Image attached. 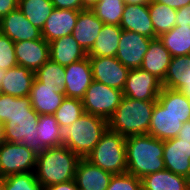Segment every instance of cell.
Listing matches in <instances>:
<instances>
[{
    "label": "cell",
    "mask_w": 190,
    "mask_h": 190,
    "mask_svg": "<svg viewBox=\"0 0 190 190\" xmlns=\"http://www.w3.org/2000/svg\"><path fill=\"white\" fill-rule=\"evenodd\" d=\"M177 138L182 141L190 142V121H187L182 125Z\"/></svg>",
    "instance_id": "obj_44"
},
{
    "label": "cell",
    "mask_w": 190,
    "mask_h": 190,
    "mask_svg": "<svg viewBox=\"0 0 190 190\" xmlns=\"http://www.w3.org/2000/svg\"><path fill=\"white\" fill-rule=\"evenodd\" d=\"M162 81L141 68L130 69L123 88V96L139 101H157Z\"/></svg>",
    "instance_id": "obj_9"
},
{
    "label": "cell",
    "mask_w": 190,
    "mask_h": 190,
    "mask_svg": "<svg viewBox=\"0 0 190 190\" xmlns=\"http://www.w3.org/2000/svg\"><path fill=\"white\" fill-rule=\"evenodd\" d=\"M37 153L21 143L0 141V179L18 173L35 172Z\"/></svg>",
    "instance_id": "obj_8"
},
{
    "label": "cell",
    "mask_w": 190,
    "mask_h": 190,
    "mask_svg": "<svg viewBox=\"0 0 190 190\" xmlns=\"http://www.w3.org/2000/svg\"><path fill=\"white\" fill-rule=\"evenodd\" d=\"M99 0H82V5L86 9H92L93 6L98 2Z\"/></svg>",
    "instance_id": "obj_46"
},
{
    "label": "cell",
    "mask_w": 190,
    "mask_h": 190,
    "mask_svg": "<svg viewBox=\"0 0 190 190\" xmlns=\"http://www.w3.org/2000/svg\"><path fill=\"white\" fill-rule=\"evenodd\" d=\"M182 125L181 118L165 110V108L156 101L148 131L150 136L162 141L175 138L178 136Z\"/></svg>",
    "instance_id": "obj_18"
},
{
    "label": "cell",
    "mask_w": 190,
    "mask_h": 190,
    "mask_svg": "<svg viewBox=\"0 0 190 190\" xmlns=\"http://www.w3.org/2000/svg\"><path fill=\"white\" fill-rule=\"evenodd\" d=\"M153 1L164 4L176 10L190 4V0H153Z\"/></svg>",
    "instance_id": "obj_43"
},
{
    "label": "cell",
    "mask_w": 190,
    "mask_h": 190,
    "mask_svg": "<svg viewBox=\"0 0 190 190\" xmlns=\"http://www.w3.org/2000/svg\"><path fill=\"white\" fill-rule=\"evenodd\" d=\"M172 56L159 38L152 39L147 53L144 55L141 69L155 75L161 81L164 80Z\"/></svg>",
    "instance_id": "obj_24"
},
{
    "label": "cell",
    "mask_w": 190,
    "mask_h": 190,
    "mask_svg": "<svg viewBox=\"0 0 190 190\" xmlns=\"http://www.w3.org/2000/svg\"><path fill=\"white\" fill-rule=\"evenodd\" d=\"M0 32L13 42L40 39L41 30L33 26L19 8L0 20Z\"/></svg>",
    "instance_id": "obj_15"
},
{
    "label": "cell",
    "mask_w": 190,
    "mask_h": 190,
    "mask_svg": "<svg viewBox=\"0 0 190 190\" xmlns=\"http://www.w3.org/2000/svg\"><path fill=\"white\" fill-rule=\"evenodd\" d=\"M19 0H0V20L18 8Z\"/></svg>",
    "instance_id": "obj_41"
},
{
    "label": "cell",
    "mask_w": 190,
    "mask_h": 190,
    "mask_svg": "<svg viewBox=\"0 0 190 190\" xmlns=\"http://www.w3.org/2000/svg\"><path fill=\"white\" fill-rule=\"evenodd\" d=\"M80 159L67 146L46 148L37 154L36 179L43 187L73 180Z\"/></svg>",
    "instance_id": "obj_3"
},
{
    "label": "cell",
    "mask_w": 190,
    "mask_h": 190,
    "mask_svg": "<svg viewBox=\"0 0 190 190\" xmlns=\"http://www.w3.org/2000/svg\"><path fill=\"white\" fill-rule=\"evenodd\" d=\"M29 97L32 108L39 115H53L62 104L65 94L60 86H45L35 78Z\"/></svg>",
    "instance_id": "obj_14"
},
{
    "label": "cell",
    "mask_w": 190,
    "mask_h": 190,
    "mask_svg": "<svg viewBox=\"0 0 190 190\" xmlns=\"http://www.w3.org/2000/svg\"><path fill=\"white\" fill-rule=\"evenodd\" d=\"M0 190H5V187L0 183Z\"/></svg>",
    "instance_id": "obj_49"
},
{
    "label": "cell",
    "mask_w": 190,
    "mask_h": 190,
    "mask_svg": "<svg viewBox=\"0 0 190 190\" xmlns=\"http://www.w3.org/2000/svg\"><path fill=\"white\" fill-rule=\"evenodd\" d=\"M152 0H124L125 5H148Z\"/></svg>",
    "instance_id": "obj_45"
},
{
    "label": "cell",
    "mask_w": 190,
    "mask_h": 190,
    "mask_svg": "<svg viewBox=\"0 0 190 190\" xmlns=\"http://www.w3.org/2000/svg\"><path fill=\"white\" fill-rule=\"evenodd\" d=\"M165 169L190 180V142L175 137L164 141Z\"/></svg>",
    "instance_id": "obj_16"
},
{
    "label": "cell",
    "mask_w": 190,
    "mask_h": 190,
    "mask_svg": "<svg viewBox=\"0 0 190 190\" xmlns=\"http://www.w3.org/2000/svg\"><path fill=\"white\" fill-rule=\"evenodd\" d=\"M151 40L133 31L122 30L115 57L128 69L140 68Z\"/></svg>",
    "instance_id": "obj_10"
},
{
    "label": "cell",
    "mask_w": 190,
    "mask_h": 190,
    "mask_svg": "<svg viewBox=\"0 0 190 190\" xmlns=\"http://www.w3.org/2000/svg\"><path fill=\"white\" fill-rule=\"evenodd\" d=\"M120 28L155 39V31L149 15L148 5H125Z\"/></svg>",
    "instance_id": "obj_22"
},
{
    "label": "cell",
    "mask_w": 190,
    "mask_h": 190,
    "mask_svg": "<svg viewBox=\"0 0 190 190\" xmlns=\"http://www.w3.org/2000/svg\"><path fill=\"white\" fill-rule=\"evenodd\" d=\"M125 142L124 136L107 128L85 159L113 175L126 173Z\"/></svg>",
    "instance_id": "obj_6"
},
{
    "label": "cell",
    "mask_w": 190,
    "mask_h": 190,
    "mask_svg": "<svg viewBox=\"0 0 190 190\" xmlns=\"http://www.w3.org/2000/svg\"><path fill=\"white\" fill-rule=\"evenodd\" d=\"M149 15L155 31V38L169 32L176 25L177 10L164 4L151 1L148 4Z\"/></svg>",
    "instance_id": "obj_30"
},
{
    "label": "cell",
    "mask_w": 190,
    "mask_h": 190,
    "mask_svg": "<svg viewBox=\"0 0 190 190\" xmlns=\"http://www.w3.org/2000/svg\"><path fill=\"white\" fill-rule=\"evenodd\" d=\"M37 129L38 139L46 148L62 146L60 126L54 115H39Z\"/></svg>",
    "instance_id": "obj_33"
},
{
    "label": "cell",
    "mask_w": 190,
    "mask_h": 190,
    "mask_svg": "<svg viewBox=\"0 0 190 190\" xmlns=\"http://www.w3.org/2000/svg\"><path fill=\"white\" fill-rule=\"evenodd\" d=\"M18 8L33 26L42 30L54 6L51 0H19Z\"/></svg>",
    "instance_id": "obj_31"
},
{
    "label": "cell",
    "mask_w": 190,
    "mask_h": 190,
    "mask_svg": "<svg viewBox=\"0 0 190 190\" xmlns=\"http://www.w3.org/2000/svg\"><path fill=\"white\" fill-rule=\"evenodd\" d=\"M125 146L127 173L142 179L165 169L164 141L149 134L133 135L126 137Z\"/></svg>",
    "instance_id": "obj_2"
},
{
    "label": "cell",
    "mask_w": 190,
    "mask_h": 190,
    "mask_svg": "<svg viewBox=\"0 0 190 190\" xmlns=\"http://www.w3.org/2000/svg\"><path fill=\"white\" fill-rule=\"evenodd\" d=\"M188 83H190V54L172 57L162 86L180 91Z\"/></svg>",
    "instance_id": "obj_28"
},
{
    "label": "cell",
    "mask_w": 190,
    "mask_h": 190,
    "mask_svg": "<svg viewBox=\"0 0 190 190\" xmlns=\"http://www.w3.org/2000/svg\"><path fill=\"white\" fill-rule=\"evenodd\" d=\"M124 7V0H99L91 10L104 24L119 26Z\"/></svg>",
    "instance_id": "obj_32"
},
{
    "label": "cell",
    "mask_w": 190,
    "mask_h": 190,
    "mask_svg": "<svg viewBox=\"0 0 190 190\" xmlns=\"http://www.w3.org/2000/svg\"><path fill=\"white\" fill-rule=\"evenodd\" d=\"M93 80L123 91L130 69L116 57H89Z\"/></svg>",
    "instance_id": "obj_11"
},
{
    "label": "cell",
    "mask_w": 190,
    "mask_h": 190,
    "mask_svg": "<svg viewBox=\"0 0 190 190\" xmlns=\"http://www.w3.org/2000/svg\"><path fill=\"white\" fill-rule=\"evenodd\" d=\"M5 190H43V186L36 179L35 172L18 173L0 179Z\"/></svg>",
    "instance_id": "obj_36"
},
{
    "label": "cell",
    "mask_w": 190,
    "mask_h": 190,
    "mask_svg": "<svg viewBox=\"0 0 190 190\" xmlns=\"http://www.w3.org/2000/svg\"><path fill=\"white\" fill-rule=\"evenodd\" d=\"M180 91L190 98V83L185 85Z\"/></svg>",
    "instance_id": "obj_47"
},
{
    "label": "cell",
    "mask_w": 190,
    "mask_h": 190,
    "mask_svg": "<svg viewBox=\"0 0 190 190\" xmlns=\"http://www.w3.org/2000/svg\"><path fill=\"white\" fill-rule=\"evenodd\" d=\"M103 25L104 23L91 9H85L79 12L76 25L71 35L81 48L88 53L93 47Z\"/></svg>",
    "instance_id": "obj_20"
},
{
    "label": "cell",
    "mask_w": 190,
    "mask_h": 190,
    "mask_svg": "<svg viewBox=\"0 0 190 190\" xmlns=\"http://www.w3.org/2000/svg\"><path fill=\"white\" fill-rule=\"evenodd\" d=\"M175 26L190 27V4L177 10Z\"/></svg>",
    "instance_id": "obj_40"
},
{
    "label": "cell",
    "mask_w": 190,
    "mask_h": 190,
    "mask_svg": "<svg viewBox=\"0 0 190 190\" xmlns=\"http://www.w3.org/2000/svg\"><path fill=\"white\" fill-rule=\"evenodd\" d=\"M112 175L87 159L81 158L74 179L79 190H106Z\"/></svg>",
    "instance_id": "obj_19"
},
{
    "label": "cell",
    "mask_w": 190,
    "mask_h": 190,
    "mask_svg": "<svg viewBox=\"0 0 190 190\" xmlns=\"http://www.w3.org/2000/svg\"><path fill=\"white\" fill-rule=\"evenodd\" d=\"M15 57L19 66L36 72L50 59L49 43L44 39L15 42Z\"/></svg>",
    "instance_id": "obj_12"
},
{
    "label": "cell",
    "mask_w": 190,
    "mask_h": 190,
    "mask_svg": "<svg viewBox=\"0 0 190 190\" xmlns=\"http://www.w3.org/2000/svg\"><path fill=\"white\" fill-rule=\"evenodd\" d=\"M122 29L118 25L104 24L91 50L89 57H115Z\"/></svg>",
    "instance_id": "obj_26"
},
{
    "label": "cell",
    "mask_w": 190,
    "mask_h": 190,
    "mask_svg": "<svg viewBox=\"0 0 190 190\" xmlns=\"http://www.w3.org/2000/svg\"><path fill=\"white\" fill-rule=\"evenodd\" d=\"M79 12L72 9L54 8L41 30L42 38L49 43L63 36L71 35Z\"/></svg>",
    "instance_id": "obj_17"
},
{
    "label": "cell",
    "mask_w": 190,
    "mask_h": 190,
    "mask_svg": "<svg viewBox=\"0 0 190 190\" xmlns=\"http://www.w3.org/2000/svg\"><path fill=\"white\" fill-rule=\"evenodd\" d=\"M6 73V70H3L0 68V86H1V83H2V78H3V75H5Z\"/></svg>",
    "instance_id": "obj_48"
},
{
    "label": "cell",
    "mask_w": 190,
    "mask_h": 190,
    "mask_svg": "<svg viewBox=\"0 0 190 190\" xmlns=\"http://www.w3.org/2000/svg\"><path fill=\"white\" fill-rule=\"evenodd\" d=\"M39 114L32 108L29 96L14 97L0 93L1 140L24 144L35 153L46 147L38 139Z\"/></svg>",
    "instance_id": "obj_1"
},
{
    "label": "cell",
    "mask_w": 190,
    "mask_h": 190,
    "mask_svg": "<svg viewBox=\"0 0 190 190\" xmlns=\"http://www.w3.org/2000/svg\"><path fill=\"white\" fill-rule=\"evenodd\" d=\"M106 190H142L141 179L130 174H114Z\"/></svg>",
    "instance_id": "obj_37"
},
{
    "label": "cell",
    "mask_w": 190,
    "mask_h": 190,
    "mask_svg": "<svg viewBox=\"0 0 190 190\" xmlns=\"http://www.w3.org/2000/svg\"><path fill=\"white\" fill-rule=\"evenodd\" d=\"M34 79L35 72L26 67H12L3 75L0 93L14 97L29 96Z\"/></svg>",
    "instance_id": "obj_21"
},
{
    "label": "cell",
    "mask_w": 190,
    "mask_h": 190,
    "mask_svg": "<svg viewBox=\"0 0 190 190\" xmlns=\"http://www.w3.org/2000/svg\"><path fill=\"white\" fill-rule=\"evenodd\" d=\"M123 92L97 81H92L82 100L84 111L109 120L119 106Z\"/></svg>",
    "instance_id": "obj_7"
},
{
    "label": "cell",
    "mask_w": 190,
    "mask_h": 190,
    "mask_svg": "<svg viewBox=\"0 0 190 190\" xmlns=\"http://www.w3.org/2000/svg\"><path fill=\"white\" fill-rule=\"evenodd\" d=\"M142 190H190V180L164 169L141 179Z\"/></svg>",
    "instance_id": "obj_25"
},
{
    "label": "cell",
    "mask_w": 190,
    "mask_h": 190,
    "mask_svg": "<svg viewBox=\"0 0 190 190\" xmlns=\"http://www.w3.org/2000/svg\"><path fill=\"white\" fill-rule=\"evenodd\" d=\"M65 97L82 99L93 81L89 56L65 66Z\"/></svg>",
    "instance_id": "obj_13"
},
{
    "label": "cell",
    "mask_w": 190,
    "mask_h": 190,
    "mask_svg": "<svg viewBox=\"0 0 190 190\" xmlns=\"http://www.w3.org/2000/svg\"><path fill=\"white\" fill-rule=\"evenodd\" d=\"M107 128V120L85 112L72 125L60 127V144L86 158Z\"/></svg>",
    "instance_id": "obj_4"
},
{
    "label": "cell",
    "mask_w": 190,
    "mask_h": 190,
    "mask_svg": "<svg viewBox=\"0 0 190 190\" xmlns=\"http://www.w3.org/2000/svg\"><path fill=\"white\" fill-rule=\"evenodd\" d=\"M50 59L62 66L80 61L87 57V53L72 35L63 36L49 42Z\"/></svg>",
    "instance_id": "obj_23"
},
{
    "label": "cell",
    "mask_w": 190,
    "mask_h": 190,
    "mask_svg": "<svg viewBox=\"0 0 190 190\" xmlns=\"http://www.w3.org/2000/svg\"><path fill=\"white\" fill-rule=\"evenodd\" d=\"M65 74V66L49 59L35 72V78L45 86L57 85L64 89L66 84L64 78Z\"/></svg>",
    "instance_id": "obj_35"
},
{
    "label": "cell",
    "mask_w": 190,
    "mask_h": 190,
    "mask_svg": "<svg viewBox=\"0 0 190 190\" xmlns=\"http://www.w3.org/2000/svg\"><path fill=\"white\" fill-rule=\"evenodd\" d=\"M156 101H139L123 96L108 128L126 137L148 134Z\"/></svg>",
    "instance_id": "obj_5"
},
{
    "label": "cell",
    "mask_w": 190,
    "mask_h": 190,
    "mask_svg": "<svg viewBox=\"0 0 190 190\" xmlns=\"http://www.w3.org/2000/svg\"><path fill=\"white\" fill-rule=\"evenodd\" d=\"M158 38L172 57L190 54V27L175 26Z\"/></svg>",
    "instance_id": "obj_29"
},
{
    "label": "cell",
    "mask_w": 190,
    "mask_h": 190,
    "mask_svg": "<svg viewBox=\"0 0 190 190\" xmlns=\"http://www.w3.org/2000/svg\"><path fill=\"white\" fill-rule=\"evenodd\" d=\"M15 42L0 32V68L8 70L17 66L15 57Z\"/></svg>",
    "instance_id": "obj_38"
},
{
    "label": "cell",
    "mask_w": 190,
    "mask_h": 190,
    "mask_svg": "<svg viewBox=\"0 0 190 190\" xmlns=\"http://www.w3.org/2000/svg\"><path fill=\"white\" fill-rule=\"evenodd\" d=\"M54 8L57 9H72L77 11L85 10L82 5V0H51Z\"/></svg>",
    "instance_id": "obj_39"
},
{
    "label": "cell",
    "mask_w": 190,
    "mask_h": 190,
    "mask_svg": "<svg viewBox=\"0 0 190 190\" xmlns=\"http://www.w3.org/2000/svg\"><path fill=\"white\" fill-rule=\"evenodd\" d=\"M43 190H79V189L76 185L75 179H73L67 182H62L51 186H44Z\"/></svg>",
    "instance_id": "obj_42"
},
{
    "label": "cell",
    "mask_w": 190,
    "mask_h": 190,
    "mask_svg": "<svg viewBox=\"0 0 190 190\" xmlns=\"http://www.w3.org/2000/svg\"><path fill=\"white\" fill-rule=\"evenodd\" d=\"M84 113L81 99L65 97L53 115L61 127L72 125Z\"/></svg>",
    "instance_id": "obj_34"
},
{
    "label": "cell",
    "mask_w": 190,
    "mask_h": 190,
    "mask_svg": "<svg viewBox=\"0 0 190 190\" xmlns=\"http://www.w3.org/2000/svg\"><path fill=\"white\" fill-rule=\"evenodd\" d=\"M157 101L165 110L181 118V123L190 121V98L183 92L163 87Z\"/></svg>",
    "instance_id": "obj_27"
},
{
    "label": "cell",
    "mask_w": 190,
    "mask_h": 190,
    "mask_svg": "<svg viewBox=\"0 0 190 190\" xmlns=\"http://www.w3.org/2000/svg\"><path fill=\"white\" fill-rule=\"evenodd\" d=\"M0 141H1V125H0Z\"/></svg>",
    "instance_id": "obj_50"
}]
</instances>
